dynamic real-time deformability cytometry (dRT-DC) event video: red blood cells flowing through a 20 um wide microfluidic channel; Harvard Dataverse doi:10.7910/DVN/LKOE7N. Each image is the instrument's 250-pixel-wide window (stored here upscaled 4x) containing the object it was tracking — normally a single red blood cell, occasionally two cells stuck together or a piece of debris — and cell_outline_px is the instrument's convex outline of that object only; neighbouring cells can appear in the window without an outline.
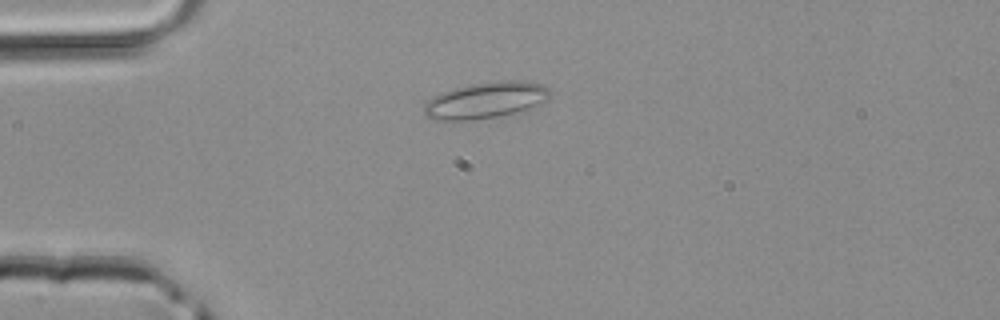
{"species": "common noctule bat (a hibernating species)", "species_latin": "Nyctalus noctula", "temperature_condition": "room temperature", "stored_images_in_passage": 2, "camera_frame_rate_fps": 3000, "um_per_image_px": 0.085, "animal": {"sex": "male", "body_mass_g": 20.4}, "frame": {"image": 1, "passage_image": 2, "time_ms": 0.333, "image_size_px": [1000, 320], "cell_outline_px": [[548, 100], [532, 108], [496, 116], [468, 120], [432, 120], [424, 116], [424, 104], [428, 100], [452, 88], [472, 84], [500, 80], [524, 80], [544, 84], [548, 88]], "centroid_in_image_um": [41.29, 8.51], "position_along_channel_um": 43.7, "area_um2": 26.59}}